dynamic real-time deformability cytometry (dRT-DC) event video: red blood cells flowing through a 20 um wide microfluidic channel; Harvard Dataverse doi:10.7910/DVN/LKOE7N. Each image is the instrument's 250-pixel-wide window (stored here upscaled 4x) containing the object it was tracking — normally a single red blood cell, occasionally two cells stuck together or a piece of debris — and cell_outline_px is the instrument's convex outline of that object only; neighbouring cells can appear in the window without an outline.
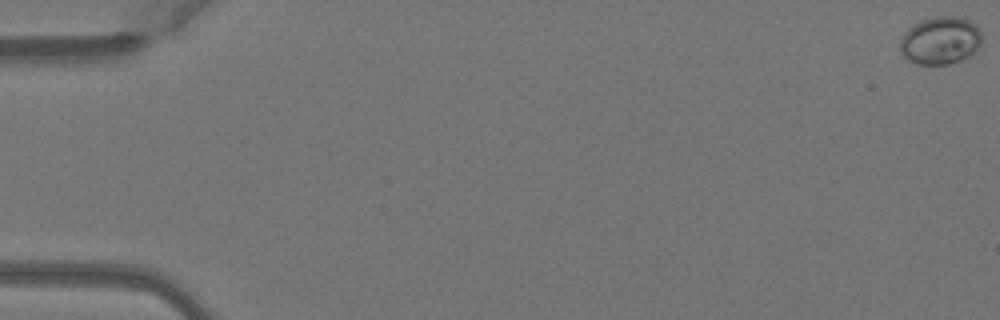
{"species": "Egyptian fruit bat (a non-hibernating species)", "species_latin": "Rousettus aegyptiacus", "temperature_condition": "warm", "stored_images_in_passage": 52, "camera_frame_rate_fps": 3000, "um_per_image_px": 0.085, "animal": {"sex": "female"}, "frame": {"image": 1, "passage_image": 1, "time_ms": 0.0, "image_size_px": [1000, 320], "cell_outline_px": [[980, 48], [972, 56], [948, 64], [916, 64], [908, 60], [900, 52], [900, 40], [904, 32], [908, 28], [920, 20], [936, 16], [952, 16], [968, 20], [976, 24], [980, 28]], "centroid_in_image_um": [79.93, 3.45], "position_along_channel_um": 5.1, "area_um2": 23.0}}
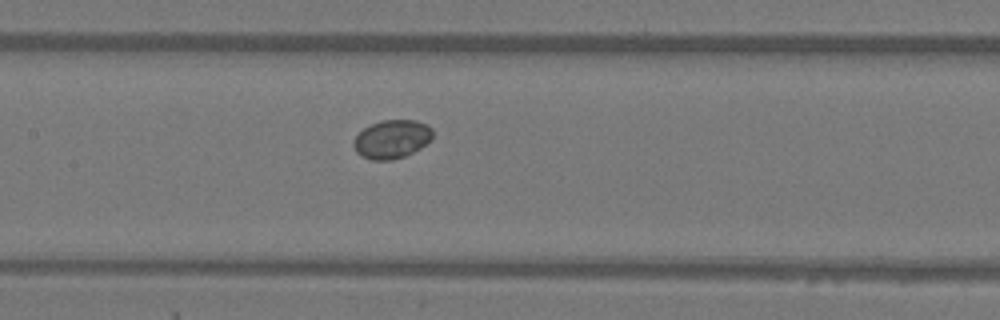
{"frame": {"image": 2, "passage_image": 26, "time_ms": 8.333, "image_size_px": [1000, 320], "cell_outline_px": [[432, 140], [420, 148], [404, 156], [392, 160], [372, 160], [360, 156], [356, 152], [352, 144], [352, 140], [364, 128], [372, 124], [384, 120], [416, 120], [428, 124], [432, 128]], "centroid_in_image_um": [33.3, 11.83], "position_along_channel_um": 174.1, "area_um2": 17.86}}
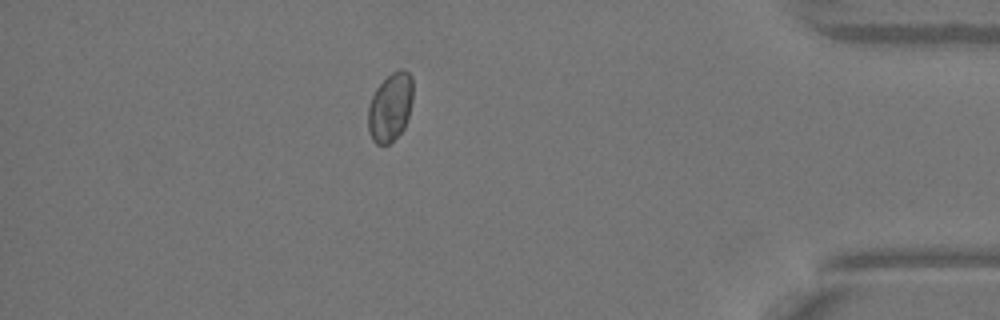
{"frame": {"image": 3, "passage_image": 46, "time_ms": 15.0, "image_size_px": [1000, 320], "cell_outline_px": [[412, 100], [408, 116], [404, 128], [388, 144], [376, 144], [372, 140], [368, 132], [368, 108], [372, 96], [376, 88], [392, 72], [400, 68], [404, 68], [412, 76]], "centroid_in_image_um": [33.16, 9.09], "position_along_channel_um": 402.0, "area_um2": 17.86}}